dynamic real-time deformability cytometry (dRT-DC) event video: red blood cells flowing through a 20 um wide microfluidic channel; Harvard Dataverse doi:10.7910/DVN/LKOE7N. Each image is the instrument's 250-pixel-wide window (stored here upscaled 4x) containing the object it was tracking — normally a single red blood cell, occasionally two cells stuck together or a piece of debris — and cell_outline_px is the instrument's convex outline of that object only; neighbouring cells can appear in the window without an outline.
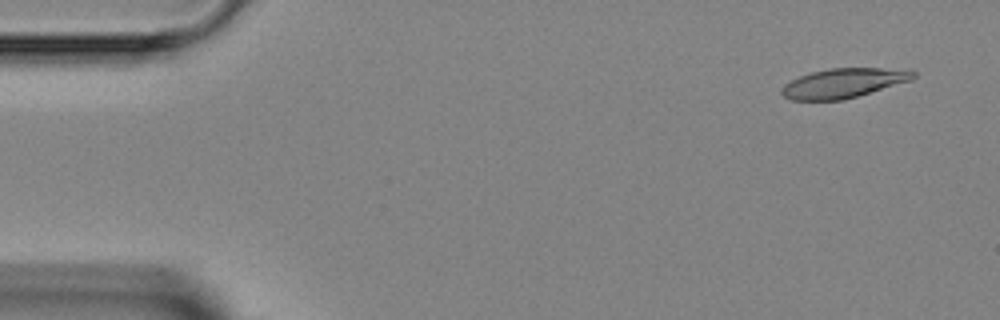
{"species": "Egyptian fruit bat (a non-hibernating species)", "species_latin": "Rousettus aegyptiacus", "temperature_condition": "room temperature", "stored_images_in_passage": 3, "camera_frame_rate_fps": 3000, "um_per_image_px": 0.085, "animal": {"sex": "female"}, "frame": {"image": 1, "passage_image": 1, "time_ms": 0.0, "image_size_px": [1000, 320], "cell_outline_px": [[916, 76], [912, 80], [844, 100], [792, 100], [784, 96], [780, 92], [780, 88], [784, 84], [800, 76], [812, 72], [828, 68], [912, 68], [916, 72]], "centroid_in_image_um": [71.75, 7.05], "position_along_channel_um": 13.2, "area_um2": 22.89}}
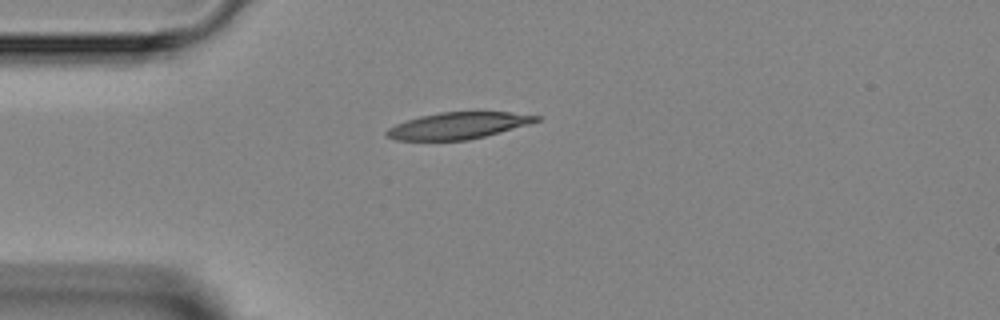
{"frame": {"image": 2, "passage_image": 3, "time_ms": 3.0, "image_size_px": [1000, 320], "cell_outline_px": [[540, 120], [528, 124], [500, 132], [468, 140], [396, 140], [384, 136], [384, 132], [388, 128], [396, 124], [420, 116], [440, 112], [508, 112], [540, 116]], "centroid_in_image_um": [38.89, 10.68], "position_along_channel_um": 46.1, "area_um2": 23.0}}